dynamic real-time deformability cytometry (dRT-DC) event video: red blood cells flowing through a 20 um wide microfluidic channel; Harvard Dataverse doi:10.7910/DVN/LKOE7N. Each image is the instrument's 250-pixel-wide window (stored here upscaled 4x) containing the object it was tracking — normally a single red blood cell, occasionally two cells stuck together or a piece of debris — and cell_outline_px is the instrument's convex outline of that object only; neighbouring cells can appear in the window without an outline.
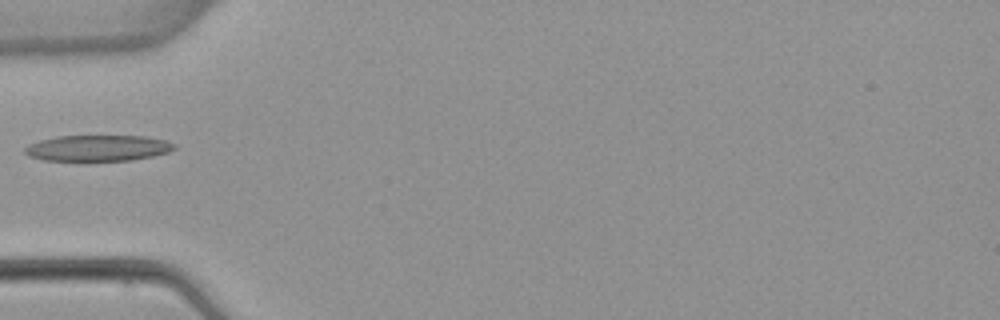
{"species": "common noctule bat (a hibernating species)", "species_latin": "Nyctalus noctula", "temperature_condition": "warm", "stored_images_in_passage": 2, "camera_frame_rate_fps": 3000, "um_per_image_px": 0.085, "animal": {"sex": "female", "body_mass_g": 22.7, "forearm_length_mm": 54.2}, "frame": {"image": 1, "passage_image": 1, "time_ms": 0.0, "image_size_px": [1000, 320], "cell_outline_px": [[176, 148], [168, 152], [152, 156], [132, 160], [44, 160], [28, 156], [24, 152], [24, 148], [28, 144], [40, 140], [56, 136], [144, 136], [164, 140], [176, 144]], "centroid_in_image_um": [8.3, 12.58], "position_along_channel_um": 76.7, "area_um2": 22.54}}
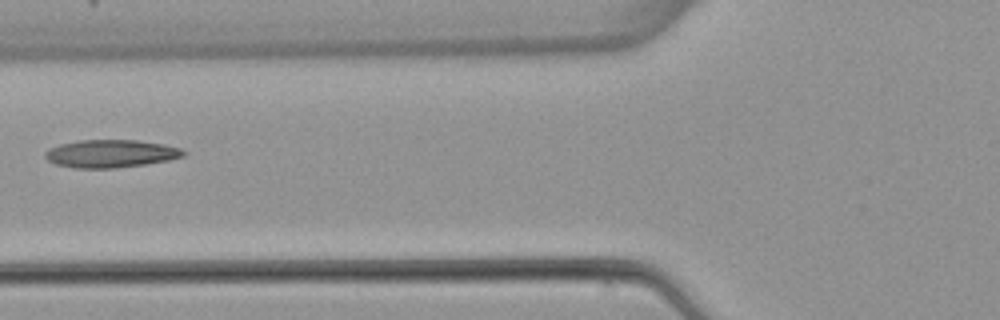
{"frame": {"image": 2, "passage_image": 2, "time_ms": 1.0, "image_size_px": [1000, 320], "cell_outline_px": [[188, 152], [184, 156], [168, 160], [144, 164], [112, 168], [76, 168], [56, 164], [48, 160], [44, 156], [44, 152], [48, 148], [60, 144], [80, 140], [136, 140], [164, 144], [180, 148]], "centroid_in_image_um": [9.41, 13.05], "position_along_channel_um": 116.4, "area_um2": 22.37}}